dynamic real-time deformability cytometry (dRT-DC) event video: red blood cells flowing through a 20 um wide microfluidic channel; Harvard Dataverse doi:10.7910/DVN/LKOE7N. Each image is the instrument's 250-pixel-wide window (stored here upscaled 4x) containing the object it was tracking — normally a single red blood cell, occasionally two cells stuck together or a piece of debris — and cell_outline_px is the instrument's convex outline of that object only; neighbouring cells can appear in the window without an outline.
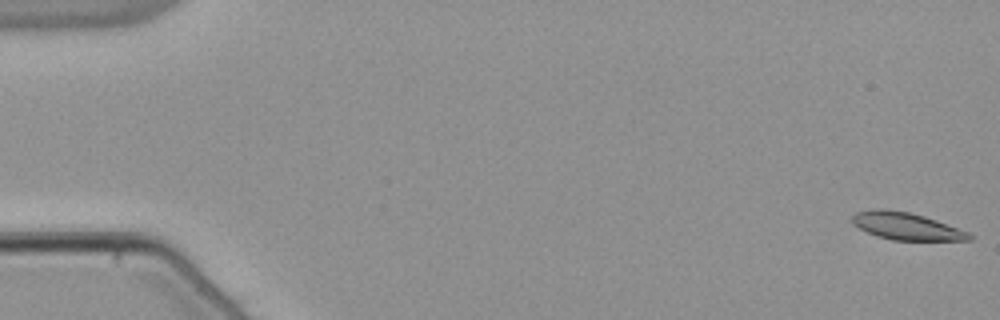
{"species": "common noctule bat (a hibernating species)", "species_latin": "Nyctalus noctula", "temperature_condition": "warm", "stored_images_in_passage": 55, "camera_frame_rate_fps": 3000, "um_per_image_px": 0.085, "animal": {"sex": "male", "body_mass_g": 21.5, "forearm_length_mm": 52.0}, "frame": {"image": 1, "passage_image": 1, "time_ms": 0.0, "image_size_px": [1000, 320], "cell_outline_px": [[972, 240], [892, 240], [876, 236], [852, 224], [852, 216], [856, 212], [880, 208], [884, 208], [908, 212], [924, 216], [936, 220], [968, 232], [972, 236]], "centroid_in_image_um": [77.01, 19.22], "position_along_channel_um": 8.0, "area_um2": 18.44}}
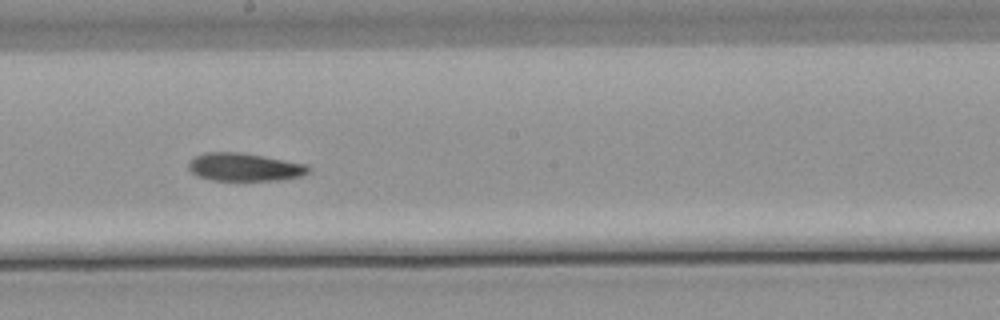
{"frame": {"image": 2, "passage_image": 31, "time_ms": 10.0, "image_size_px": [1000, 320], "cell_outline_px": [[312, 172], [300, 176], [280, 180], [212, 180], [196, 176], [188, 168], [188, 160], [204, 152], [240, 152], [264, 156], [308, 164]], "centroid_in_image_um": [20.78, 14.2], "position_along_channel_um": 227.4, "area_um2": 19.77}}
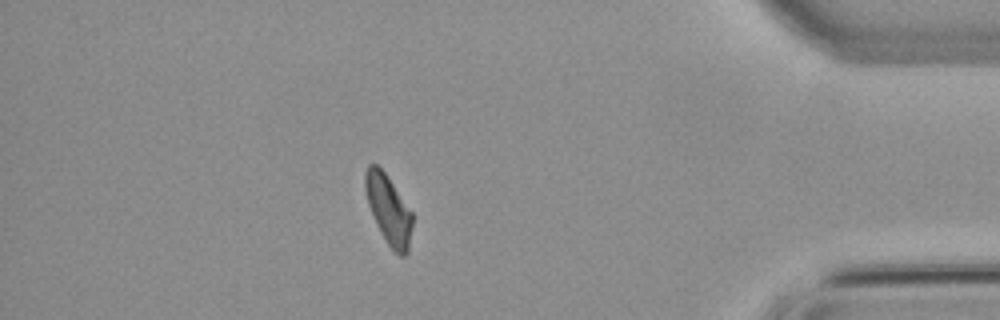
{"frame": {"image": 3, "passage_image": 48, "time_ms": 15.667, "image_size_px": [1000, 320], "cell_outline_px": [[412, 224], [408, 252], [404, 256], [400, 256], [388, 244], [380, 232], [376, 224], [368, 204], [364, 188], [364, 172], [368, 164], [376, 164], [384, 172], [412, 212]], "centroid_in_image_um": [33.0, 17.8], "position_along_channel_um": 402.2, "area_um2": 18.79}, "authors_computed_cell_mechanics": {"area_um2": 19.7098, "velocity_mm_per_s": 3.8017, "shape_relaxation_time_tau1_ms": 6.0482, "shape_relaxation_time_tau2_ms": null, "deformation_change_tau1": 0.1508, "deformation_change_tau2": null}}